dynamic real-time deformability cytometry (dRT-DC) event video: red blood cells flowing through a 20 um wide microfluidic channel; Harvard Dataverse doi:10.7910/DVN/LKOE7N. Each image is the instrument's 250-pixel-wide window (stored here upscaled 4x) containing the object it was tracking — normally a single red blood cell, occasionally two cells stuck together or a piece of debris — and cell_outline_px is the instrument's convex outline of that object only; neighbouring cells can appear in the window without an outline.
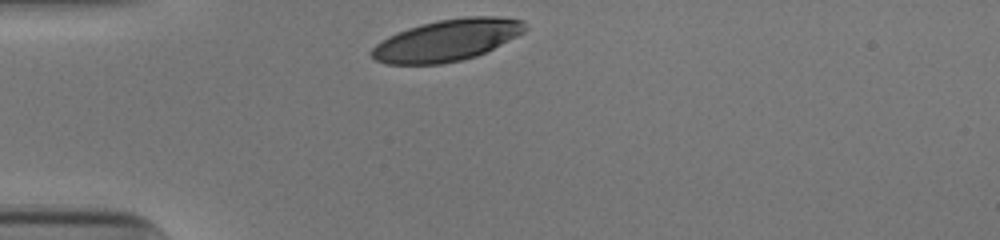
{"species": "human", "species_latin": "Homo sapiens", "temperature_condition": "cold", "stored_images_in_passage": 29, "camera_frame_rate_fps": 3000, "um_per_image_px": 0.085, "donor": {"sex": "male"}, "frame": {"image": 1, "passage_image": 1, "time_ms": 0.0, "image_size_px": [1000, 240], "cell_outline_px": [[528, 28], [524, 32], [476, 56], [460, 60], [440, 64], [384, 64], [376, 60], [368, 52], [376, 44], [388, 36], [408, 28], [440, 20], [464, 16], [496, 16], [524, 20]], "centroid_in_image_um": [37.98, 3.41], "position_along_channel_um": 47.0, "area_um2": 36.93}}
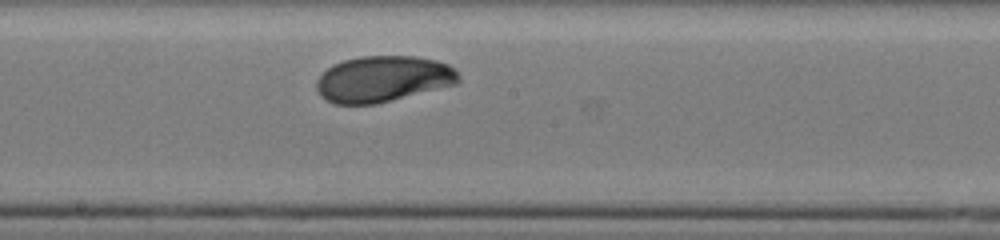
{"frame": {"image": 2, "passage_image": 16, "time_ms": 5.0, "image_size_px": [1000, 240], "cell_outline_px": [[460, 84], [376, 104], [336, 104], [320, 96], [316, 88], [316, 80], [332, 64], [344, 60], [360, 56], [416, 56], [436, 60], [448, 64], [456, 68], [460, 76]], "centroid_in_image_um": [32.61, 6.71], "position_along_channel_um": 215.6, "area_um2": 38.61}}
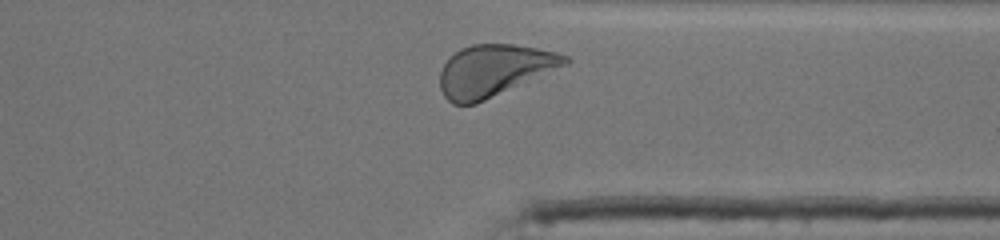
{"frame": {"image": 3, "passage_image": 28, "time_ms": 9.0, "image_size_px": [1000, 240], "cell_outline_px": [[572, 60], [568, 64], [476, 104], [452, 104], [444, 96], [440, 88], [440, 72], [444, 64], [460, 48], [472, 44], [512, 44], [536, 48], [556, 52], [568, 56]], "centroid_in_image_um": [41.99, 5.99], "position_along_channel_um": 369.4, "area_um2": 37.4}, "authors_computed_cell_mechanics": {"area_um2": 38.0324, "velocity_mm_per_s": 3.831, "shape_relaxation_time_tau1_ms": 2.2655, "shape_relaxation_time_tau2_ms": null, "deformation_change_tau1": 0.1409, "deformation_change_tau2": null}}